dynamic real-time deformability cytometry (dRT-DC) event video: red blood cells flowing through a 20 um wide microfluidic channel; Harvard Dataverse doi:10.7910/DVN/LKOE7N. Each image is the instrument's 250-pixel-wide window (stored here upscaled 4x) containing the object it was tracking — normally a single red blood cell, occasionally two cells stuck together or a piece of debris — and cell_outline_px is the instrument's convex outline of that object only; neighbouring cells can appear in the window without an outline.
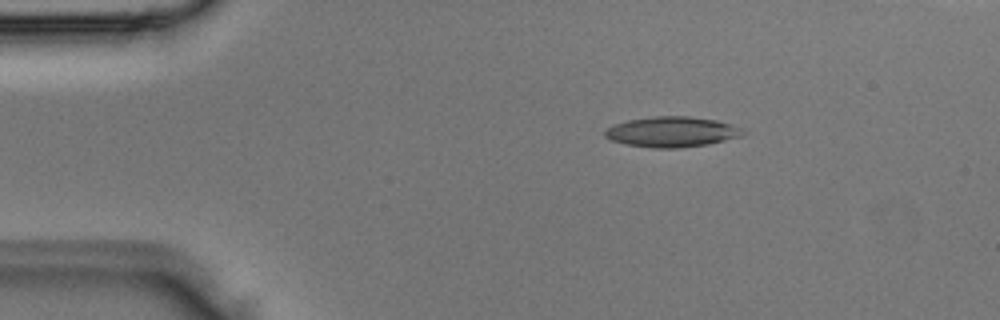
{"species": "Egyptian fruit bat (a non-hibernating species)", "species_latin": "Rousettus aegyptiacus", "temperature_condition": "room temperature", "stored_images_in_passage": 2, "camera_frame_rate_fps": 3000, "um_per_image_px": 0.085, "animal": {"sex": "male"}, "frame": {"image": 1, "passage_image": 1, "time_ms": 0.0, "image_size_px": [1000, 320], "cell_outline_px": [[748, 132], [740, 136], [708, 144], [680, 148], [652, 148], [624, 144], [612, 140], [604, 136], [604, 132], [608, 128], [616, 124], [628, 120], [652, 116], [688, 116], [716, 120], [732, 124], [744, 128]], "centroid_in_image_um": [57.14, 11.21], "position_along_channel_um": 27.9, "area_um2": 24.51}}